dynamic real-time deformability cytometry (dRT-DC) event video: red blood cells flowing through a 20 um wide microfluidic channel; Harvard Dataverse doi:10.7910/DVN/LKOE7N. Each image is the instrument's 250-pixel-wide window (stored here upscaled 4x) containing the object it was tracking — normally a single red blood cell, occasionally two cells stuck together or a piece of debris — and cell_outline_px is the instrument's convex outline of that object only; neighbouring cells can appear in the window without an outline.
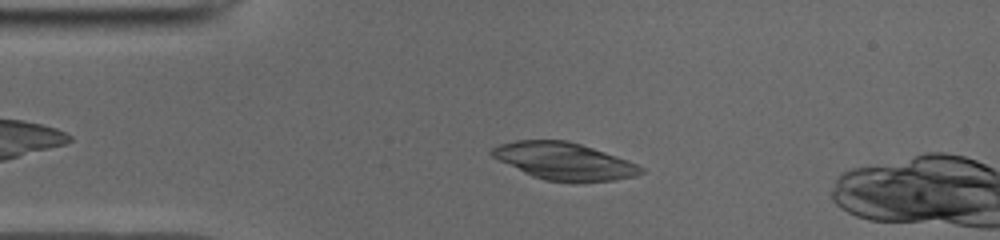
{"species": "common noctule bat (a hibernating species)", "species_latin": "Nyctalus noctula", "temperature_condition": "cold", "stored_images_in_passage": 48, "camera_frame_rate_fps": 3000, "um_per_image_px": 0.085, "animal": {"sex": "male", "body_mass_g": 19.0, "forearm_length_mm": 50.8}, "frame": {"image": 1, "passage_image": 9, "time_ms": 2.667, "image_size_px": [1000, 240], "cell_outline_px": [[644, 172], [636, 176], [612, 180], [544, 180], [532, 176], [492, 156], [488, 152], [492, 148], [500, 144], [516, 140], [568, 140], [628, 160], [644, 168]], "centroid_in_image_um": [47.94, 13.67], "position_along_channel_um": 37.1, "area_um2": 31.44}}